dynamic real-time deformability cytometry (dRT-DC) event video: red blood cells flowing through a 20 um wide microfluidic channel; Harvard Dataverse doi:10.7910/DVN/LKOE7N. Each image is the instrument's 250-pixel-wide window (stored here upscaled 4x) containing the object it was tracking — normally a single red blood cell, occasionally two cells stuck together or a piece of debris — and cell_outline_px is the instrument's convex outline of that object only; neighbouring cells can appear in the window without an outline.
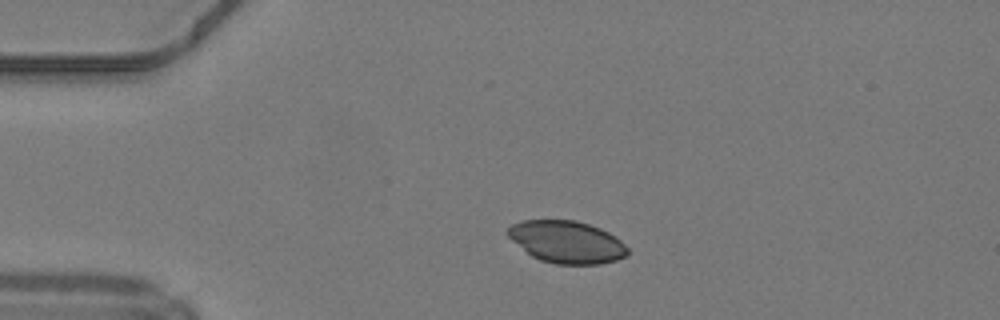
{"species": "common noctule bat (a hibernating species)", "species_latin": "Nyctalus noctula", "temperature_condition": "warm", "stored_images_in_passage": 7, "camera_frame_rate_fps": 3000, "um_per_image_px": 0.085, "animal": {"sex": "male", "body_mass_g": 19.2, "forearm_length_mm": 51.8}, "frame": {"image": 1, "passage_image": 1, "time_ms": 0.0, "image_size_px": [1000, 320], "cell_outline_px": [[628, 252], [624, 256], [616, 260], [600, 264], [556, 264], [540, 260], [532, 256], [512, 240], [504, 232], [512, 224], [520, 220], [576, 220], [600, 228], [616, 236], [628, 248]], "centroid_in_image_um": [48.16, 20.56], "position_along_channel_um": 36.8, "area_um2": 29.48}}